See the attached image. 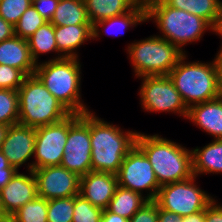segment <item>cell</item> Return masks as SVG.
Returning a JSON list of instances; mask_svg holds the SVG:
<instances>
[{"mask_svg":"<svg viewBox=\"0 0 222 222\" xmlns=\"http://www.w3.org/2000/svg\"><path fill=\"white\" fill-rule=\"evenodd\" d=\"M129 222H158V205L149 200L130 219Z\"/></svg>","mask_w":222,"mask_h":222,"instance_id":"34","label":"cell"},{"mask_svg":"<svg viewBox=\"0 0 222 222\" xmlns=\"http://www.w3.org/2000/svg\"><path fill=\"white\" fill-rule=\"evenodd\" d=\"M30 54L33 61L38 64L39 56L55 52L57 56L48 60H59L64 58L57 50L56 38L54 34V25L47 21L39 29L27 39Z\"/></svg>","mask_w":222,"mask_h":222,"instance_id":"23","label":"cell"},{"mask_svg":"<svg viewBox=\"0 0 222 222\" xmlns=\"http://www.w3.org/2000/svg\"><path fill=\"white\" fill-rule=\"evenodd\" d=\"M196 179L194 175L189 179L161 186L154 201L160 208L182 217L205 210L215 197L197 187Z\"/></svg>","mask_w":222,"mask_h":222,"instance_id":"8","label":"cell"},{"mask_svg":"<svg viewBox=\"0 0 222 222\" xmlns=\"http://www.w3.org/2000/svg\"><path fill=\"white\" fill-rule=\"evenodd\" d=\"M146 22L145 20V3L143 0H141L131 11L120 15L111 17L108 19H104L101 21L96 22L92 25V40L98 39L103 32H111L110 30L116 32V34L121 33L125 31V29H129V27H136L138 24ZM113 27V28H112ZM101 30H100V29ZM115 28V31H114ZM104 29V30H103ZM110 29V30H109ZM109 30V32H108ZM111 35V34H110ZM117 36V35H116Z\"/></svg>","mask_w":222,"mask_h":222,"instance_id":"21","label":"cell"},{"mask_svg":"<svg viewBox=\"0 0 222 222\" xmlns=\"http://www.w3.org/2000/svg\"><path fill=\"white\" fill-rule=\"evenodd\" d=\"M212 32L213 33L215 32V34L220 36V38L222 39V5L217 15L216 21L214 25L212 26ZM219 50L222 51V43Z\"/></svg>","mask_w":222,"mask_h":222,"instance_id":"42","label":"cell"},{"mask_svg":"<svg viewBox=\"0 0 222 222\" xmlns=\"http://www.w3.org/2000/svg\"><path fill=\"white\" fill-rule=\"evenodd\" d=\"M135 41L126 48L136 78L168 76L185 55L174 44L158 35H151L148 38Z\"/></svg>","mask_w":222,"mask_h":222,"instance_id":"7","label":"cell"},{"mask_svg":"<svg viewBox=\"0 0 222 222\" xmlns=\"http://www.w3.org/2000/svg\"><path fill=\"white\" fill-rule=\"evenodd\" d=\"M0 222H16L12 217H7L4 219H0Z\"/></svg>","mask_w":222,"mask_h":222,"instance_id":"46","label":"cell"},{"mask_svg":"<svg viewBox=\"0 0 222 222\" xmlns=\"http://www.w3.org/2000/svg\"><path fill=\"white\" fill-rule=\"evenodd\" d=\"M217 55L214 57V64L217 72V90L219 98L222 99V51H217Z\"/></svg>","mask_w":222,"mask_h":222,"instance_id":"38","label":"cell"},{"mask_svg":"<svg viewBox=\"0 0 222 222\" xmlns=\"http://www.w3.org/2000/svg\"><path fill=\"white\" fill-rule=\"evenodd\" d=\"M101 222H129V220L121 217L120 215L109 212L107 209H103Z\"/></svg>","mask_w":222,"mask_h":222,"instance_id":"41","label":"cell"},{"mask_svg":"<svg viewBox=\"0 0 222 222\" xmlns=\"http://www.w3.org/2000/svg\"><path fill=\"white\" fill-rule=\"evenodd\" d=\"M17 170L10 165L8 159L0 150V189H2L15 175Z\"/></svg>","mask_w":222,"mask_h":222,"instance_id":"36","label":"cell"},{"mask_svg":"<svg viewBox=\"0 0 222 222\" xmlns=\"http://www.w3.org/2000/svg\"><path fill=\"white\" fill-rule=\"evenodd\" d=\"M32 5V0H1L0 16L15 26L21 15Z\"/></svg>","mask_w":222,"mask_h":222,"instance_id":"32","label":"cell"},{"mask_svg":"<svg viewBox=\"0 0 222 222\" xmlns=\"http://www.w3.org/2000/svg\"><path fill=\"white\" fill-rule=\"evenodd\" d=\"M116 175L118 186L141 195L148 191L147 195L145 194L148 200H155L161 187L149 159L137 145L124 157Z\"/></svg>","mask_w":222,"mask_h":222,"instance_id":"11","label":"cell"},{"mask_svg":"<svg viewBox=\"0 0 222 222\" xmlns=\"http://www.w3.org/2000/svg\"><path fill=\"white\" fill-rule=\"evenodd\" d=\"M7 217H9V216L5 213V210H4L3 205H2L1 195H0V219H4V218H7Z\"/></svg>","mask_w":222,"mask_h":222,"instance_id":"45","label":"cell"},{"mask_svg":"<svg viewBox=\"0 0 222 222\" xmlns=\"http://www.w3.org/2000/svg\"><path fill=\"white\" fill-rule=\"evenodd\" d=\"M74 197L48 200L47 222H72Z\"/></svg>","mask_w":222,"mask_h":222,"instance_id":"30","label":"cell"},{"mask_svg":"<svg viewBox=\"0 0 222 222\" xmlns=\"http://www.w3.org/2000/svg\"><path fill=\"white\" fill-rule=\"evenodd\" d=\"M15 35V28L0 16V42Z\"/></svg>","mask_w":222,"mask_h":222,"instance_id":"39","label":"cell"},{"mask_svg":"<svg viewBox=\"0 0 222 222\" xmlns=\"http://www.w3.org/2000/svg\"><path fill=\"white\" fill-rule=\"evenodd\" d=\"M46 22L47 20L31 5L21 15L18 23L14 26L15 35L27 40Z\"/></svg>","mask_w":222,"mask_h":222,"instance_id":"29","label":"cell"},{"mask_svg":"<svg viewBox=\"0 0 222 222\" xmlns=\"http://www.w3.org/2000/svg\"><path fill=\"white\" fill-rule=\"evenodd\" d=\"M19 122L18 92L0 88V124L8 126Z\"/></svg>","mask_w":222,"mask_h":222,"instance_id":"28","label":"cell"},{"mask_svg":"<svg viewBox=\"0 0 222 222\" xmlns=\"http://www.w3.org/2000/svg\"><path fill=\"white\" fill-rule=\"evenodd\" d=\"M28 172L26 175L17 171L11 180L0 189L3 208L10 217L27 202L38 197L35 175L32 170Z\"/></svg>","mask_w":222,"mask_h":222,"instance_id":"15","label":"cell"},{"mask_svg":"<svg viewBox=\"0 0 222 222\" xmlns=\"http://www.w3.org/2000/svg\"><path fill=\"white\" fill-rule=\"evenodd\" d=\"M158 222H182V216L158 206Z\"/></svg>","mask_w":222,"mask_h":222,"instance_id":"40","label":"cell"},{"mask_svg":"<svg viewBox=\"0 0 222 222\" xmlns=\"http://www.w3.org/2000/svg\"><path fill=\"white\" fill-rule=\"evenodd\" d=\"M187 56L185 54L168 75L186 106L189 108L218 98L214 59L206 63L198 60L186 62Z\"/></svg>","mask_w":222,"mask_h":222,"instance_id":"6","label":"cell"},{"mask_svg":"<svg viewBox=\"0 0 222 222\" xmlns=\"http://www.w3.org/2000/svg\"><path fill=\"white\" fill-rule=\"evenodd\" d=\"M17 92L19 124L38 128L59 122L71 114L35 74L26 76Z\"/></svg>","mask_w":222,"mask_h":222,"instance_id":"5","label":"cell"},{"mask_svg":"<svg viewBox=\"0 0 222 222\" xmlns=\"http://www.w3.org/2000/svg\"><path fill=\"white\" fill-rule=\"evenodd\" d=\"M138 131L124 132L90 111L92 171L117 174L124 157L136 145Z\"/></svg>","mask_w":222,"mask_h":222,"instance_id":"1","label":"cell"},{"mask_svg":"<svg viewBox=\"0 0 222 222\" xmlns=\"http://www.w3.org/2000/svg\"><path fill=\"white\" fill-rule=\"evenodd\" d=\"M193 174H221L222 173V139L212 140L204 147L191 149Z\"/></svg>","mask_w":222,"mask_h":222,"instance_id":"20","label":"cell"},{"mask_svg":"<svg viewBox=\"0 0 222 222\" xmlns=\"http://www.w3.org/2000/svg\"><path fill=\"white\" fill-rule=\"evenodd\" d=\"M57 50L65 58H79L77 48L92 40V25L54 26Z\"/></svg>","mask_w":222,"mask_h":222,"instance_id":"19","label":"cell"},{"mask_svg":"<svg viewBox=\"0 0 222 222\" xmlns=\"http://www.w3.org/2000/svg\"><path fill=\"white\" fill-rule=\"evenodd\" d=\"M168 6L184 10L190 14L202 17L211 26L214 25L220 11L221 0H163Z\"/></svg>","mask_w":222,"mask_h":222,"instance_id":"26","label":"cell"},{"mask_svg":"<svg viewBox=\"0 0 222 222\" xmlns=\"http://www.w3.org/2000/svg\"><path fill=\"white\" fill-rule=\"evenodd\" d=\"M48 200L37 197L27 202L11 217L16 222H47Z\"/></svg>","mask_w":222,"mask_h":222,"instance_id":"27","label":"cell"},{"mask_svg":"<svg viewBox=\"0 0 222 222\" xmlns=\"http://www.w3.org/2000/svg\"><path fill=\"white\" fill-rule=\"evenodd\" d=\"M147 201L144 195L118 186L106 209L129 220Z\"/></svg>","mask_w":222,"mask_h":222,"instance_id":"24","label":"cell"},{"mask_svg":"<svg viewBox=\"0 0 222 222\" xmlns=\"http://www.w3.org/2000/svg\"><path fill=\"white\" fill-rule=\"evenodd\" d=\"M182 222H205V210L182 217Z\"/></svg>","mask_w":222,"mask_h":222,"instance_id":"43","label":"cell"},{"mask_svg":"<svg viewBox=\"0 0 222 222\" xmlns=\"http://www.w3.org/2000/svg\"><path fill=\"white\" fill-rule=\"evenodd\" d=\"M8 129H9L8 125L0 124V150H1L2 143L5 140V136Z\"/></svg>","mask_w":222,"mask_h":222,"instance_id":"44","label":"cell"},{"mask_svg":"<svg viewBox=\"0 0 222 222\" xmlns=\"http://www.w3.org/2000/svg\"><path fill=\"white\" fill-rule=\"evenodd\" d=\"M103 209L92 205L80 194L74 196L72 222H101Z\"/></svg>","mask_w":222,"mask_h":222,"instance_id":"31","label":"cell"},{"mask_svg":"<svg viewBox=\"0 0 222 222\" xmlns=\"http://www.w3.org/2000/svg\"><path fill=\"white\" fill-rule=\"evenodd\" d=\"M118 187L117 175L90 171L81 176L79 194L92 205L106 209Z\"/></svg>","mask_w":222,"mask_h":222,"instance_id":"16","label":"cell"},{"mask_svg":"<svg viewBox=\"0 0 222 222\" xmlns=\"http://www.w3.org/2000/svg\"><path fill=\"white\" fill-rule=\"evenodd\" d=\"M35 140L36 128L19 123L9 126L1 151L17 171L34 157Z\"/></svg>","mask_w":222,"mask_h":222,"instance_id":"14","label":"cell"},{"mask_svg":"<svg viewBox=\"0 0 222 222\" xmlns=\"http://www.w3.org/2000/svg\"><path fill=\"white\" fill-rule=\"evenodd\" d=\"M25 77L21 70L0 64V88L18 91Z\"/></svg>","mask_w":222,"mask_h":222,"instance_id":"33","label":"cell"},{"mask_svg":"<svg viewBox=\"0 0 222 222\" xmlns=\"http://www.w3.org/2000/svg\"><path fill=\"white\" fill-rule=\"evenodd\" d=\"M68 137V116L63 120L36 128L34 161L27 170L61 165Z\"/></svg>","mask_w":222,"mask_h":222,"instance_id":"12","label":"cell"},{"mask_svg":"<svg viewBox=\"0 0 222 222\" xmlns=\"http://www.w3.org/2000/svg\"><path fill=\"white\" fill-rule=\"evenodd\" d=\"M0 64L17 68L26 76L33 75L36 69L27 40L16 35L0 42Z\"/></svg>","mask_w":222,"mask_h":222,"instance_id":"18","label":"cell"},{"mask_svg":"<svg viewBox=\"0 0 222 222\" xmlns=\"http://www.w3.org/2000/svg\"><path fill=\"white\" fill-rule=\"evenodd\" d=\"M144 3L146 22L153 20L161 32L158 36L185 54L184 46L201 40L206 30L212 31V26L202 17L170 7L163 0H144Z\"/></svg>","mask_w":222,"mask_h":222,"instance_id":"3","label":"cell"},{"mask_svg":"<svg viewBox=\"0 0 222 222\" xmlns=\"http://www.w3.org/2000/svg\"><path fill=\"white\" fill-rule=\"evenodd\" d=\"M61 166L80 177L92 171L90 111L68 116V137Z\"/></svg>","mask_w":222,"mask_h":222,"instance_id":"9","label":"cell"},{"mask_svg":"<svg viewBox=\"0 0 222 222\" xmlns=\"http://www.w3.org/2000/svg\"><path fill=\"white\" fill-rule=\"evenodd\" d=\"M59 0H32V5L36 11L47 21H51Z\"/></svg>","mask_w":222,"mask_h":222,"instance_id":"35","label":"cell"},{"mask_svg":"<svg viewBox=\"0 0 222 222\" xmlns=\"http://www.w3.org/2000/svg\"><path fill=\"white\" fill-rule=\"evenodd\" d=\"M141 0H84L90 24L131 11Z\"/></svg>","mask_w":222,"mask_h":222,"instance_id":"22","label":"cell"},{"mask_svg":"<svg viewBox=\"0 0 222 222\" xmlns=\"http://www.w3.org/2000/svg\"><path fill=\"white\" fill-rule=\"evenodd\" d=\"M205 222H222V204L215 199L205 208Z\"/></svg>","mask_w":222,"mask_h":222,"instance_id":"37","label":"cell"},{"mask_svg":"<svg viewBox=\"0 0 222 222\" xmlns=\"http://www.w3.org/2000/svg\"><path fill=\"white\" fill-rule=\"evenodd\" d=\"M136 145L149 159L160 186L194 176L192 151L159 134L138 132Z\"/></svg>","mask_w":222,"mask_h":222,"instance_id":"2","label":"cell"},{"mask_svg":"<svg viewBox=\"0 0 222 222\" xmlns=\"http://www.w3.org/2000/svg\"><path fill=\"white\" fill-rule=\"evenodd\" d=\"M139 89L140 103L145 112H172L187 118L188 107L169 76H143Z\"/></svg>","mask_w":222,"mask_h":222,"instance_id":"10","label":"cell"},{"mask_svg":"<svg viewBox=\"0 0 222 222\" xmlns=\"http://www.w3.org/2000/svg\"><path fill=\"white\" fill-rule=\"evenodd\" d=\"M79 58L39 61L35 75L50 93L70 112L83 114L91 111L81 98V62Z\"/></svg>","mask_w":222,"mask_h":222,"instance_id":"4","label":"cell"},{"mask_svg":"<svg viewBox=\"0 0 222 222\" xmlns=\"http://www.w3.org/2000/svg\"><path fill=\"white\" fill-rule=\"evenodd\" d=\"M50 22L54 26L90 24L84 0H59Z\"/></svg>","mask_w":222,"mask_h":222,"instance_id":"25","label":"cell"},{"mask_svg":"<svg viewBox=\"0 0 222 222\" xmlns=\"http://www.w3.org/2000/svg\"><path fill=\"white\" fill-rule=\"evenodd\" d=\"M36 181L38 197L46 200L74 197L80 191L81 177L61 165L32 170Z\"/></svg>","mask_w":222,"mask_h":222,"instance_id":"13","label":"cell"},{"mask_svg":"<svg viewBox=\"0 0 222 222\" xmlns=\"http://www.w3.org/2000/svg\"><path fill=\"white\" fill-rule=\"evenodd\" d=\"M214 140L222 139V99L216 98L188 108L187 118Z\"/></svg>","mask_w":222,"mask_h":222,"instance_id":"17","label":"cell"}]
</instances>
